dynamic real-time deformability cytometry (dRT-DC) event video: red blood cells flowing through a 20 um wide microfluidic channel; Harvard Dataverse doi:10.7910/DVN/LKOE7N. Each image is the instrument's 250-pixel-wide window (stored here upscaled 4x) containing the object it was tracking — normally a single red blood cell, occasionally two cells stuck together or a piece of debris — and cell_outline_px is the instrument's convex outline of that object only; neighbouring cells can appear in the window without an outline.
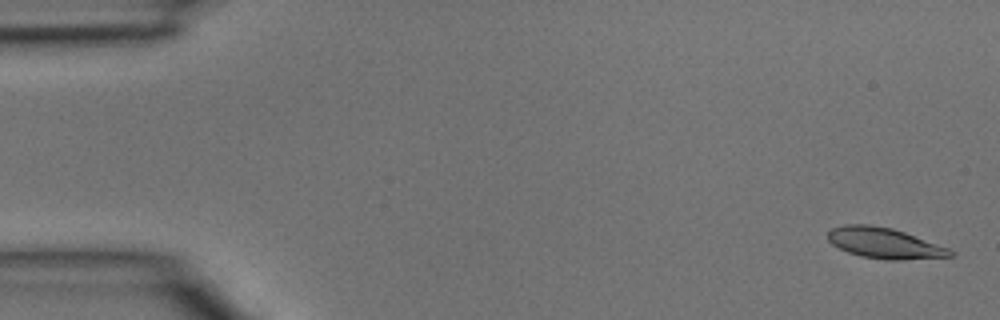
{"species": "common noctule bat (a hibernating species)", "species_latin": "Nyctalus noctula", "temperature_condition": "room temperature", "stored_images_in_passage": 4, "camera_frame_rate_fps": 3000, "um_per_image_px": 0.085, "animal": {"sex": "male", "body_mass_g": 15.6}, "frame": {"image": 1, "passage_image": 1, "time_ms": 0.0, "image_size_px": [1000, 320], "cell_outline_px": [[956, 256], [900, 260], [884, 260], [860, 256], [848, 252], [832, 244], [828, 240], [828, 232], [832, 228], [844, 224], [872, 224], [892, 228], [904, 232], [948, 248], [956, 252]], "centroid_in_image_um": [75.18, 20.67], "position_along_channel_um": 9.8, "area_um2": 21.96}}
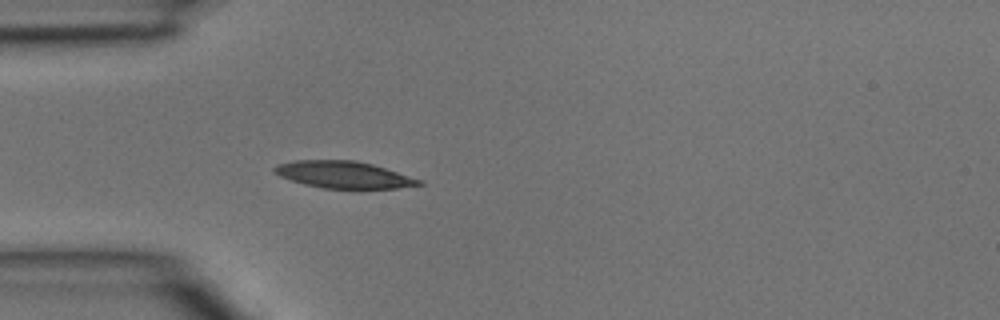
{"frame": {"image": 2, "passage_image": 4, "time_ms": 1.0, "image_size_px": [1000, 320], "cell_outline_px": [[424, 184], [396, 188], [324, 188], [304, 184], [280, 176], [272, 172], [272, 168], [276, 164], [296, 160], [356, 160], [372, 164], [424, 180]], "centroid_in_image_um": [29.2, 14.84], "position_along_channel_um": 55.8, "area_um2": 22.66}}